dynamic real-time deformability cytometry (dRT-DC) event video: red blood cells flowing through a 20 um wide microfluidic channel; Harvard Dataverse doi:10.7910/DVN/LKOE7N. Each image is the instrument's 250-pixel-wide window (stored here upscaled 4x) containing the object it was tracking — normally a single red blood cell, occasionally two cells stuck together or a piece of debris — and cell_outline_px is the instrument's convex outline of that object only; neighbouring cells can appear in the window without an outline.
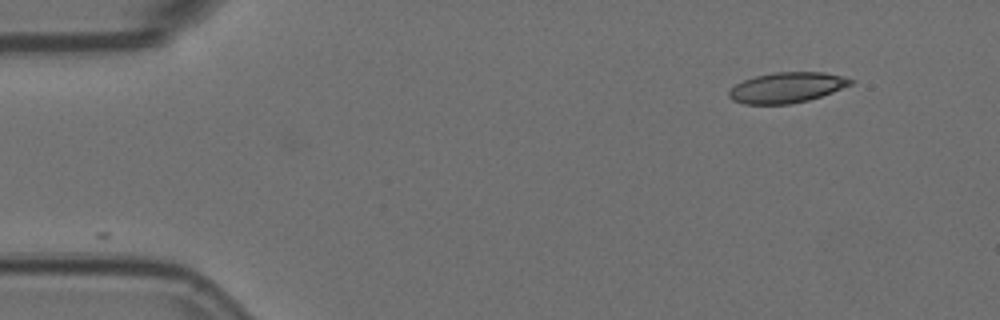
{"species": "Egyptian fruit bat (a non-hibernating species)", "species_latin": "Rousettus aegyptiacus", "temperature_condition": "room temperature", "stored_images_in_passage": 7, "camera_frame_rate_fps": 3000, "um_per_image_px": 0.085, "animal": {"sex": "female"}, "frame": {"image": 1, "passage_image": 1, "time_ms": 0.0, "image_size_px": [1000, 320], "cell_outline_px": [[856, 80], [852, 84], [832, 92], [808, 100], [788, 104], [744, 104], [732, 100], [728, 96], [728, 92], [736, 84], [744, 80], [756, 76], [772, 72], [824, 72]], "centroid_in_image_um": [66.86, 7.44], "position_along_channel_um": 18.1, "area_um2": 21.44}}